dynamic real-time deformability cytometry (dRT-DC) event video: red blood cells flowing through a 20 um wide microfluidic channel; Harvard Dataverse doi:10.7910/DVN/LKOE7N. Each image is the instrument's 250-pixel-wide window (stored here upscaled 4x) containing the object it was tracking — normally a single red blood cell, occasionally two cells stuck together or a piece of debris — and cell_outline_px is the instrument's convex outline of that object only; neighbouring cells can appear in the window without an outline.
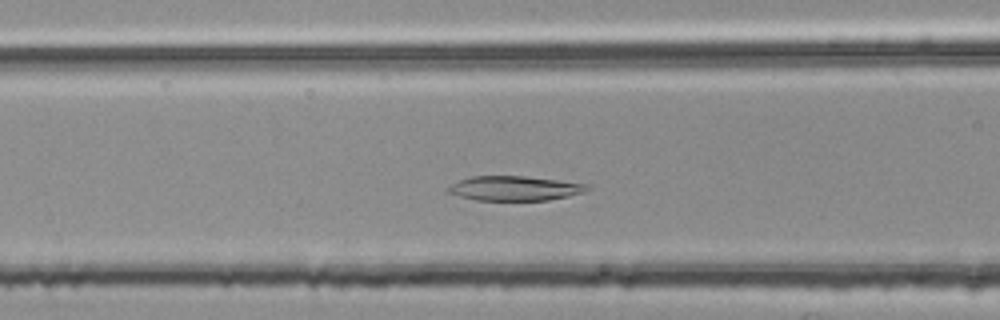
{"species": "common noctule bat (a hibernating species)", "species_latin": "Nyctalus noctula", "temperature_condition": "room temperature", "stored_images_in_passage": 38, "camera_frame_rate_fps": 3000, "um_per_image_px": 0.085, "animal": {"sex": "female", "body_mass_g": 25.1}, "frame": {"image": 1, "passage_image": 11, "time_ms": 3.333, "image_size_px": [1000, 320], "cell_outline_px": [[588, 188], [584, 192], [568, 196], [548, 200], [476, 200], [460, 196], [448, 192], [448, 188], [452, 184], [460, 180], [472, 176], [524, 176], [588, 184]], "centroid_in_image_um": [43.74, 16.01], "position_along_channel_um": 122.9, "area_um2": 19.59}}
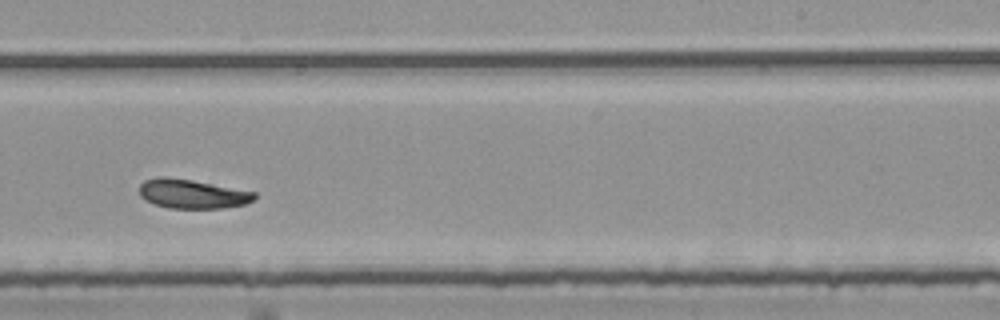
{"frame": {"image": 2, "passage_image": 23, "time_ms": 7.333, "image_size_px": [1000, 320], "cell_outline_px": [[256, 196], [252, 200], [244, 204], [224, 208], [168, 208], [156, 204], [140, 196], [140, 184], [144, 180], [156, 176], [164, 176], [192, 180], [256, 192]], "centroid_in_image_um": [16.32, 16.47], "position_along_channel_um": 272.7, "area_um2": 19.42}}
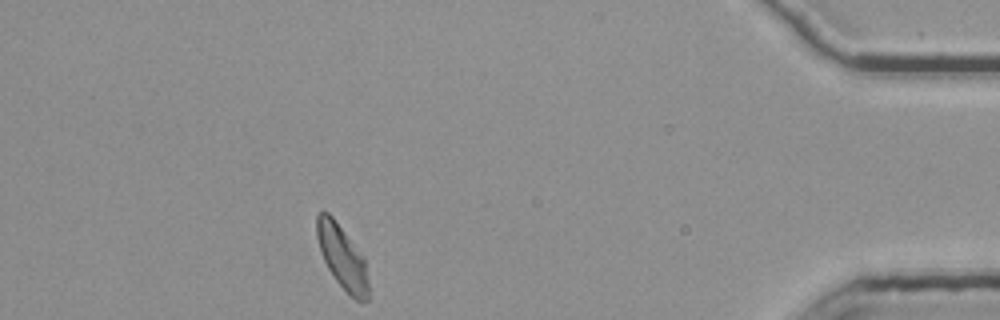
{"frame": {"image": 3, "passage_image": 38, "time_ms": 12.333, "image_size_px": [1000, 320], "cell_outline_px": [[368, 300], [360, 304], [336, 280], [328, 268], [324, 260], [316, 236], [316, 216], [320, 212], [328, 212], [332, 216], [364, 256], [368, 284]], "centroid_in_image_um": [29.09, 21.85], "position_along_channel_um": 406.1, "area_um2": 18.9}, "authors_computed_cell_mechanics": {"area_um2": 19.941, "velocity_mm_per_s": 3.7508, "shape_relaxation_time_tau1_ms": 5.652, "shape_relaxation_time_tau2_ms": 2.8143, "deformation_change_tau1": 0.1582, "deformation_change_tau2": 0.073}}